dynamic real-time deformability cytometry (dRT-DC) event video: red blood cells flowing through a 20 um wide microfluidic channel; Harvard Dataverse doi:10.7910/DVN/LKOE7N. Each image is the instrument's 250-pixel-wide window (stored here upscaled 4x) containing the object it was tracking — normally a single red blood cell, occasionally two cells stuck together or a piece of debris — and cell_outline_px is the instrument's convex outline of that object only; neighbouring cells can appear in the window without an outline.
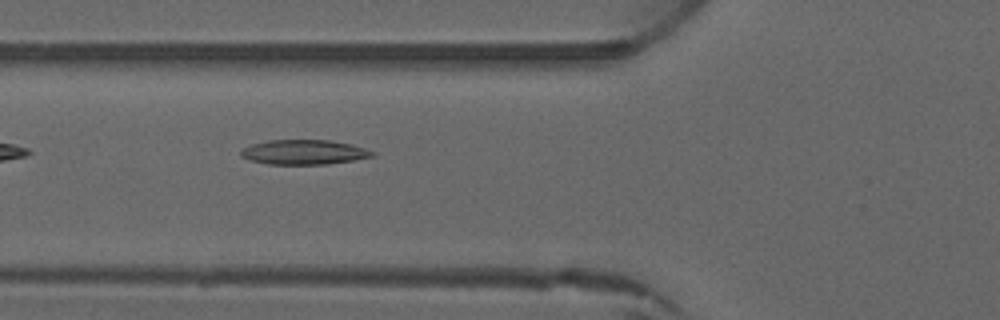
{"species": "common noctule bat (a hibernating species)", "species_latin": "Nyctalus noctula", "temperature_condition": "warm", "stored_images_in_passage": 4, "camera_frame_rate_fps": 3000, "um_per_image_px": 0.085, "animal": {"sex": "male", "forearm_length_mm": 52.5}, "frame": {"image": 1, "passage_image": 4, "time_ms": 3.667, "image_size_px": [1000, 320], "cell_outline_px": [[376, 156], [328, 164], [268, 164], [248, 160], [240, 156], [240, 152], [244, 148], [252, 144], [268, 140], [328, 140], [352, 144], [376, 152]], "centroid_in_image_um": [25.84, 12.93], "position_along_channel_um": 100.0, "area_um2": 18.96}}